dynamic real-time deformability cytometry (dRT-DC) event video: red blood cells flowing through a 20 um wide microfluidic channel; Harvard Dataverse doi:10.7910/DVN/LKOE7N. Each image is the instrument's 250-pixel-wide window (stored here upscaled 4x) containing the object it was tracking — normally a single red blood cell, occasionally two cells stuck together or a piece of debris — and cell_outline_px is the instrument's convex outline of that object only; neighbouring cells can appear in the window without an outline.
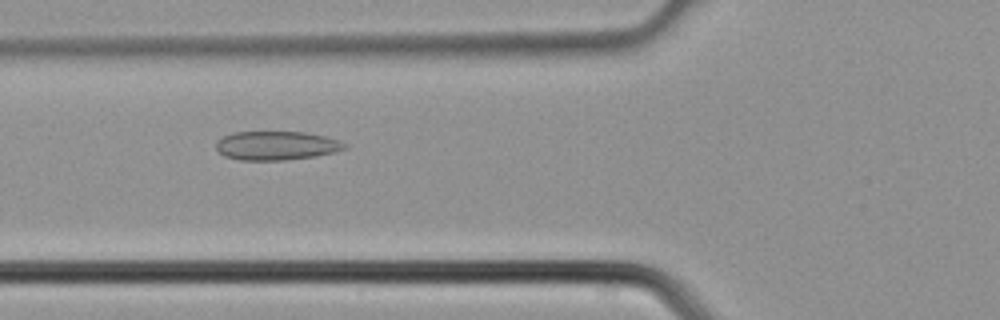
{"species": "common noctule bat (a hibernating species)", "species_latin": "Nyctalus noctula", "temperature_condition": "cold", "stored_images_in_passage": 4, "camera_frame_rate_fps": 3000, "um_per_image_px": 0.085, "animal": {"sex": "male", "body_mass_g": 21.5, "forearm_length_mm": 52.0}, "frame": {"image": 1, "passage_image": 4, "time_ms": 1.0, "image_size_px": [1000, 320], "cell_outline_px": [[348, 148], [336, 152], [316, 156], [284, 160], [240, 160], [224, 156], [216, 148], [216, 140], [232, 132], [304, 132], [324, 136], [340, 140], [348, 144]], "centroid_in_image_um": [23.52, 12.38], "position_along_channel_um": 102.3, "area_um2": 21.79}}